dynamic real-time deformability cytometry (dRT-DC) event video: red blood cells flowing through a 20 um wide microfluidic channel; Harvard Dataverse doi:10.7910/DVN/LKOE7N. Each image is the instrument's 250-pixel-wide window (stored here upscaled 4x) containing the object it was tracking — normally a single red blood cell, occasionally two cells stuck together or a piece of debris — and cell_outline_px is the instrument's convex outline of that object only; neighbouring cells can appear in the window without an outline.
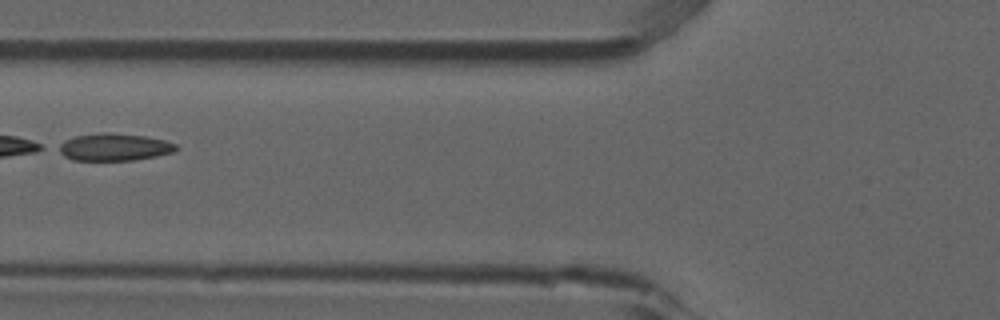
{"species": "common noctule bat (a hibernating species)", "species_latin": "Nyctalus noctula", "temperature_condition": "room temperature", "stored_images_in_passage": 7, "camera_frame_rate_fps": 3000, "um_per_image_px": 0.085, "animal": {"sex": "male", "forearm_length_mm": 52.5}, "frame": {"image": 1, "passage_image": 6, "time_ms": 1.667, "image_size_px": [1000, 320], "cell_outline_px": [[180, 148], [172, 152], [156, 156], [132, 160], [72, 160], [64, 156], [52, 148], [56, 144], [64, 140], [76, 136], [104, 132], [112, 132], [144, 136], [164, 140], [176, 144]], "centroid_in_image_um": [9.62, 12.5], "position_along_channel_um": 116.2, "area_um2": 18.96}}
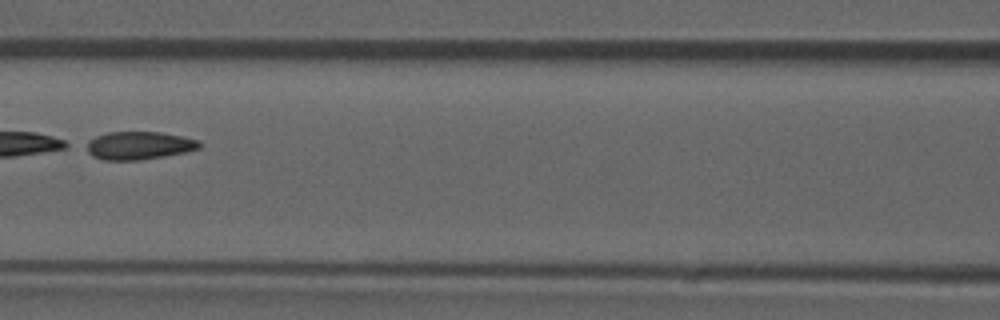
{"frame": {"image": 2, "passage_image": 7, "time_ms": 2.0, "image_size_px": [1000, 320], "cell_outline_px": [[204, 144], [200, 148], [184, 152], [164, 156], [140, 160], [104, 160], [92, 156], [80, 148], [80, 144], [96, 136], [108, 132], [160, 132], [200, 140]], "centroid_in_image_um": [11.71, 12.37], "position_along_channel_um": 154.9, "area_um2": 18.9}}